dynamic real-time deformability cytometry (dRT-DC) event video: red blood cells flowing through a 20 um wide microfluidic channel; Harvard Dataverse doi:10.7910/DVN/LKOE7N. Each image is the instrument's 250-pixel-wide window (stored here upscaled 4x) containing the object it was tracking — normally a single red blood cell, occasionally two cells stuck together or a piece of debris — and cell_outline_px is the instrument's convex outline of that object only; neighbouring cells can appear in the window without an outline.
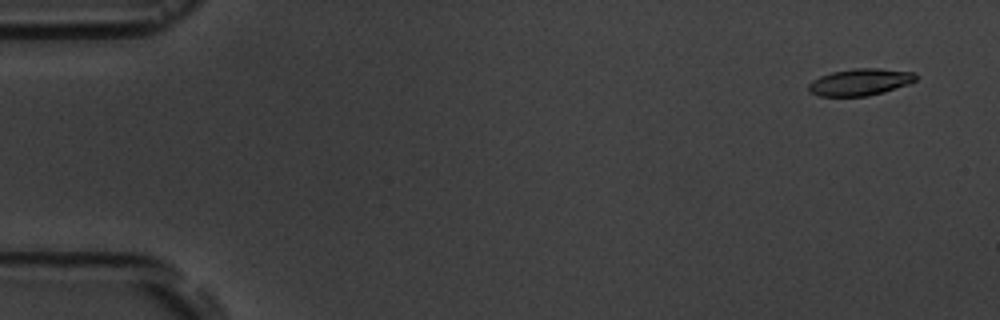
{"species": "common noctule bat (a hibernating species)", "species_latin": "Nyctalus noctula", "temperature_condition": "room temperature", "stored_images_in_passage": 5, "camera_frame_rate_fps": 3000, "um_per_image_px": 0.085, "animal": {"sex": "male", "body_mass_g": 19.5, "forearm_length_mm": 54.6}, "frame": {"image": 1, "passage_image": 1, "time_ms": 0.0, "image_size_px": [1000, 320], "cell_outline_px": [[916, 80], [908, 84], [884, 92], [868, 96], [820, 96], [808, 92], [808, 84], [812, 80], [820, 76], [832, 72], [856, 68], [880, 68], [916, 72]], "centroid_in_image_um": [73.1, 6.97], "position_along_channel_um": 11.9, "area_um2": 16.88}}
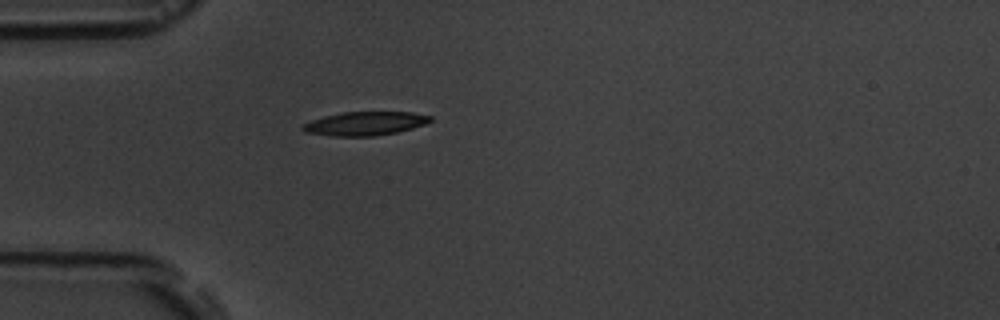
{"frame": {"image": 2, "passage_image": 5, "time_ms": 4.333, "image_size_px": [1000, 320], "cell_outline_px": [[432, 120], [424, 124], [412, 128], [396, 132], [376, 136], [332, 136], [304, 132], [300, 128], [304, 124], [312, 120], [324, 116], [344, 112], [412, 112], [432, 116]], "centroid_in_image_um": [31.02, 10.5], "position_along_channel_um": 54.0, "area_um2": 17.57}}